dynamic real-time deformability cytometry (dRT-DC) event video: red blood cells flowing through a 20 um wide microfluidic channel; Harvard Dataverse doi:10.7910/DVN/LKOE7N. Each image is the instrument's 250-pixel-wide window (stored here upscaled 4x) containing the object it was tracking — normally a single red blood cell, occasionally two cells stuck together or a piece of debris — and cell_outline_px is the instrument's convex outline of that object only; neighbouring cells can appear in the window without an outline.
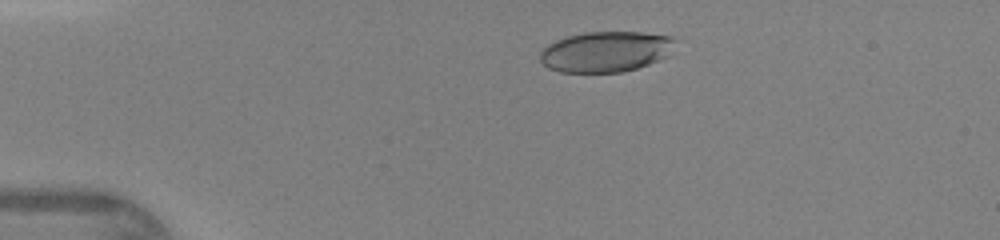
{"species": "human", "species_latin": "Homo sapiens", "temperature_condition": "warm", "stored_images_in_passage": 40, "camera_frame_rate_fps": 3000, "um_per_image_px": 0.085, "donor": {"sex": "female"}, "frame": {"image": 1, "passage_image": 4, "time_ms": 1.0, "image_size_px": [1000, 240], "cell_outline_px": [[676, 40], [668, 56], [648, 64], [624, 72], [560, 72], [548, 68], [540, 60], [540, 52], [548, 44], [556, 40], [568, 36], [584, 32], [640, 32], [672, 36]], "centroid_in_image_um": [51.49, 4.39], "position_along_channel_um": 33.5, "area_um2": 31.96}}
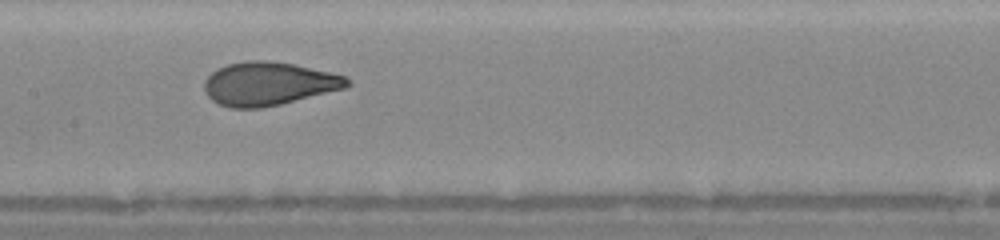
{"frame": {"image": 2, "passage_image": 18, "time_ms": 5.667, "image_size_px": [1000, 240], "cell_outline_px": [[352, 84], [348, 88], [280, 104], [260, 108], [228, 108], [212, 100], [204, 92], [204, 80], [212, 72], [228, 64], [244, 60], [268, 60], [292, 64], [328, 72], [344, 76], [352, 80]], "centroid_in_image_um": [22.84, 7.12], "position_along_channel_um": 184.6, "area_um2": 36.18}}
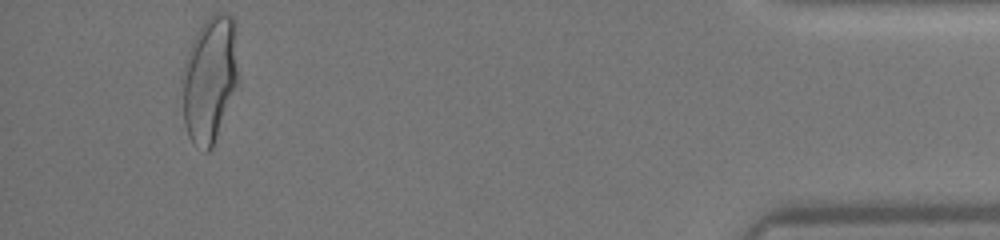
{"frame": {"image": 3, "passage_image": 38, "time_ms": 12.333, "image_size_px": [1000, 240], "cell_outline_px": [[240, 80], [212, 148], [208, 152], [204, 152], [196, 148], [192, 144], [188, 136], [184, 124], [184, 60], [192, 40], [208, 16], [216, 12], [228, 12], [236, 20]], "centroid_in_image_um": [17.89, 6.69], "position_along_channel_um": 417.3, "area_um2": 42.14}}